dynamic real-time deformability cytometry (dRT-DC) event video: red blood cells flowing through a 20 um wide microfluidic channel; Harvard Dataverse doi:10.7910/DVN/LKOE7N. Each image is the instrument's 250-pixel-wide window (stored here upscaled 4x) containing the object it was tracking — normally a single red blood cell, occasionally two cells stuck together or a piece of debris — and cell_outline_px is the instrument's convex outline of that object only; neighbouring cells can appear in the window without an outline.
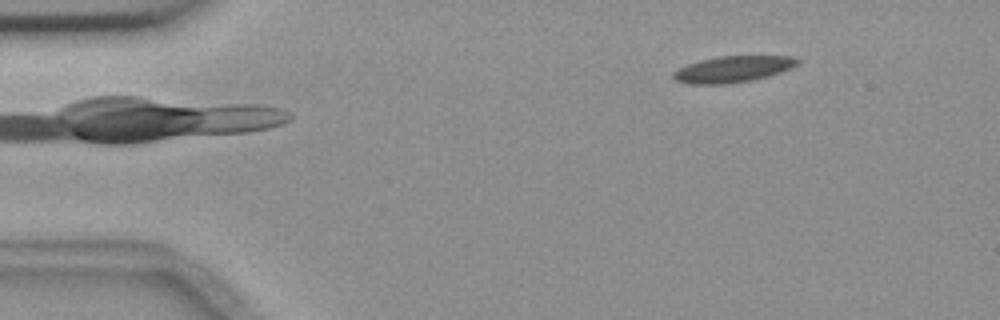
{"species": "common noctule bat (a hibernating species)", "species_latin": "Nyctalus noctula", "temperature_condition": "room temperature", "stored_images_in_passage": 3, "camera_frame_rate_fps": 3000, "um_per_image_px": 0.085, "animal": {"sex": "female", "body_mass_g": 18.4}, "frame": {"image": 1, "passage_image": 3, "time_ms": 3.333, "image_size_px": [1000, 320], "cell_outline_px": [[800, 60], [792, 68], [768, 76], [752, 80], [724, 84], [688, 84], [676, 80], [672, 76], [672, 72], [688, 64], [700, 60], [720, 56], [796, 56]], "centroid_in_image_um": [62.3, 5.88], "position_along_channel_um": 22.7, "area_um2": 18.96}}